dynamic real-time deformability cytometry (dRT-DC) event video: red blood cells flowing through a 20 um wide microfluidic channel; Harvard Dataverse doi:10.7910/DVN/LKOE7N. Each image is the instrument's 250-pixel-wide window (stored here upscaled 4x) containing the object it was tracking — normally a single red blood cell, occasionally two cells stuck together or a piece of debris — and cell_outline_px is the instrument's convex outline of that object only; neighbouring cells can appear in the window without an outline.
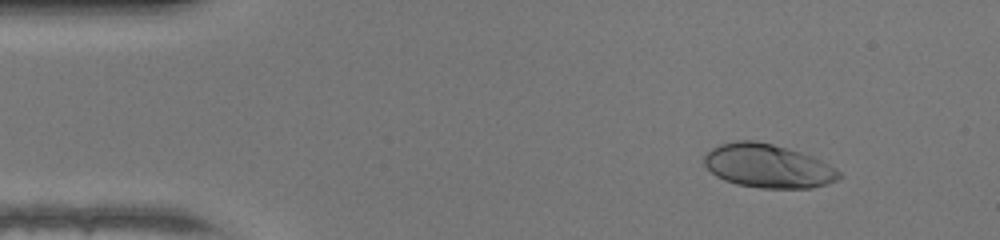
{"species": "human", "species_latin": "Homo sapiens", "temperature_condition": "warm", "stored_images_in_passage": 47, "camera_frame_rate_fps": 3000, "um_per_image_px": 0.085, "donor": {"sex": "female"}, "frame": {"image": 1, "passage_image": 5, "time_ms": 1.333, "image_size_px": [1000, 240], "cell_outline_px": [[844, 176], [836, 180], [812, 188], [760, 188], [736, 184], [724, 180], [716, 176], [704, 164], [704, 156], [712, 148], [720, 144], [736, 140], [756, 140], [788, 148], [812, 156], [836, 168]], "centroid_in_image_um": [65.27, 14.1], "position_along_channel_um": 19.7, "area_um2": 34.33}}
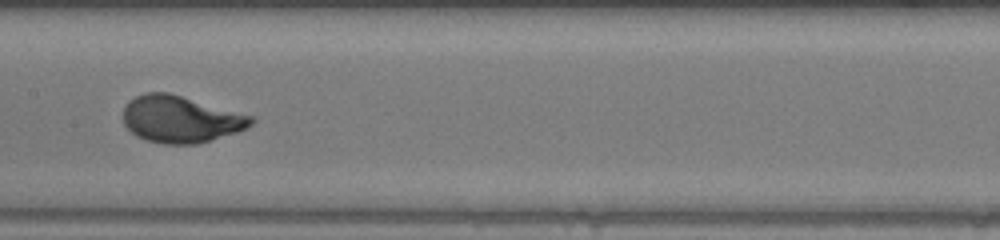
{"frame": {"image": 2, "passage_image": 23, "time_ms": 7.333, "image_size_px": [1000, 240], "cell_outline_px": [[256, 120], [248, 128], [236, 132], [196, 144], [164, 144], [144, 140], [136, 136], [124, 124], [124, 108], [128, 100], [144, 92], [168, 92], [256, 116]], "centroid_in_image_um": [15.38, 10.12], "position_along_channel_um": 192.0, "area_um2": 35.2}}
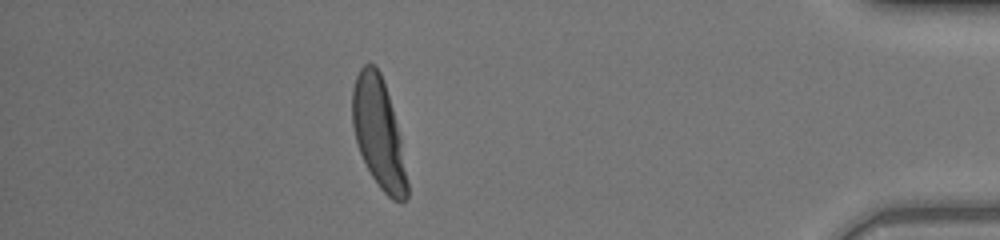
{"frame": {"image": 3, "passage_image": 41, "time_ms": 13.333, "image_size_px": [1000, 240], "cell_outline_px": [[408, 196], [400, 204], [392, 200], [380, 188], [372, 176], [360, 152], [356, 140], [352, 124], [352, 88], [356, 76], [360, 68], [364, 64], [372, 64], [380, 72], [392, 108], [400, 136], [408, 180]], "centroid_in_image_um": [32.18, 11.35], "position_along_channel_um": 403.0, "area_um2": 34.85}, "authors_computed_cell_mechanics": {"area_um2": 34.2754, "velocity_mm_per_s": 4.3611, "shape_relaxation_time_tau1_ms": 2.4537, "shape_relaxation_time_tau2_ms": null, "deformation_change_tau1": 0.1838, "deformation_change_tau2": null}}